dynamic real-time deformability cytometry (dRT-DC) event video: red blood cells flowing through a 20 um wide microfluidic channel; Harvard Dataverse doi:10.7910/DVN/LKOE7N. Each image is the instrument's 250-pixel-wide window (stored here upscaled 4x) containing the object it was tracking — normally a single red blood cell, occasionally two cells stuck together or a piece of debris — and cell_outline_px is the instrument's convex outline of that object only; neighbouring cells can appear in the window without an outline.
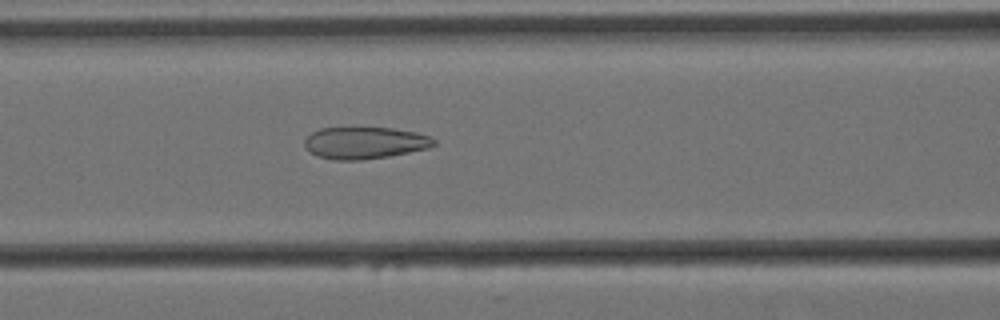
{"species": "Egyptian fruit bat (a non-hibernating species)", "species_latin": "Rousettus aegyptiacus", "temperature_condition": "cold", "stored_images_in_passage": 57, "camera_frame_rate_fps": 3000, "um_per_image_px": 0.085, "animal": {"sex": "female"}, "frame": {"image": 1, "passage_image": 22, "time_ms": 7.0, "image_size_px": [1000, 320], "cell_outline_px": [[436, 144], [428, 148], [388, 156], [360, 160], [332, 160], [320, 156], [312, 152], [304, 144], [304, 140], [312, 132], [320, 128], [392, 128], [416, 132], [432, 136], [436, 140]], "centroid_in_image_um": [31.05, 12.13], "position_along_channel_um": 135.6, "area_um2": 23.87}}
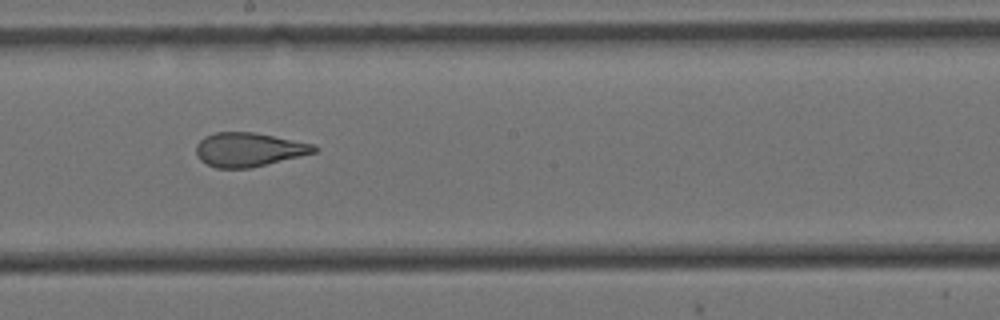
{"frame": {"image": 2, "passage_image": 30, "time_ms": 9.667, "image_size_px": [1000, 320], "cell_outline_px": [[320, 148], [316, 152], [252, 168], [216, 168], [200, 160], [196, 156], [196, 144], [204, 136], [216, 132], [252, 132], [316, 144]], "centroid_in_image_um": [21.15, 12.71], "position_along_channel_um": 227.1, "area_um2": 23.47}}
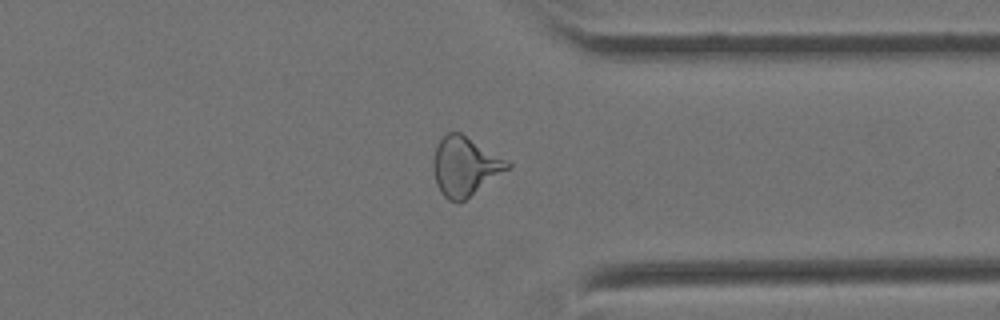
{"frame": {"image": 3, "passage_image": 43, "time_ms": 14.0, "image_size_px": [1000, 320], "cell_outline_px": [[512, 164], [508, 168], [464, 200], [448, 200], [440, 192], [436, 184], [432, 168], [432, 160], [436, 148], [440, 140], [448, 132], [460, 132], [508, 160]], "centroid_in_image_um": [39.48, 14.11], "position_along_channel_um": 371.9, "area_um2": 25.03}, "authors_computed_cell_mechanics": {"area_um2": 26.3568, "velocity_mm_per_s": 3.4325, "shape_relaxation_time_tau1_ms": null, "shape_relaxation_time_tau2_ms": 1.5304, "deformation_change_tau1": null, "deformation_change_tau2": 0.0948}}